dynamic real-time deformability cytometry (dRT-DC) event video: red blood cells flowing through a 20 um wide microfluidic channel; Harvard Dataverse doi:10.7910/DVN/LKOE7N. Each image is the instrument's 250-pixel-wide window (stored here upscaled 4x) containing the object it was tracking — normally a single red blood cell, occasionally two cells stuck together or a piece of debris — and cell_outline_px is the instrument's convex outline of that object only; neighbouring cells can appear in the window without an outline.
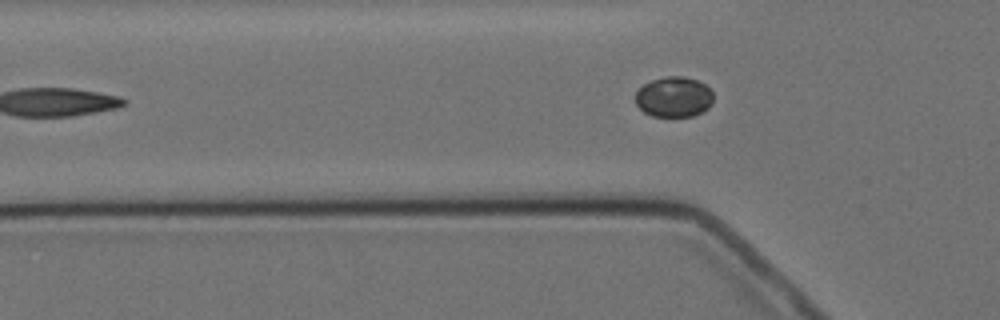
{"species": "Egyptian fruit bat (a non-hibernating species)", "species_latin": "Rousettus aegyptiacus", "temperature_condition": "cold", "stored_images_in_passage": 5, "camera_frame_rate_fps": 3000, "um_per_image_px": 0.085, "animal": {"sex": "female"}, "frame": {"image": 1, "passage_image": 5, "time_ms": 5.667, "image_size_px": [1000, 320], "cell_outline_px": [[712, 104], [708, 108], [692, 116], [652, 116], [644, 112], [636, 104], [636, 92], [644, 84], [652, 80], [668, 76], [684, 76], [696, 80], [704, 84], [712, 92]], "centroid_in_image_um": [57.27, 8.24], "position_along_channel_um": 68.5, "area_um2": 18.15}}